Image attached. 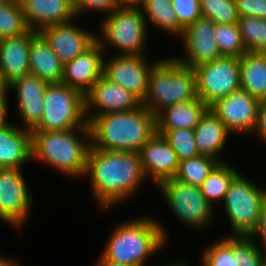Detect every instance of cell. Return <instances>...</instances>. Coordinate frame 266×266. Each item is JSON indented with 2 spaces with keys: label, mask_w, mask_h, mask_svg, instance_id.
<instances>
[{
  "label": "cell",
  "mask_w": 266,
  "mask_h": 266,
  "mask_svg": "<svg viewBox=\"0 0 266 266\" xmlns=\"http://www.w3.org/2000/svg\"><path fill=\"white\" fill-rule=\"evenodd\" d=\"M161 134L177 154L178 160L189 159L200 155L195 144L193 130L179 128L171 130H156Z\"/></svg>",
  "instance_id": "34"
},
{
  "label": "cell",
  "mask_w": 266,
  "mask_h": 266,
  "mask_svg": "<svg viewBox=\"0 0 266 266\" xmlns=\"http://www.w3.org/2000/svg\"><path fill=\"white\" fill-rule=\"evenodd\" d=\"M0 266H20L15 261L12 262L10 259L0 256Z\"/></svg>",
  "instance_id": "43"
},
{
  "label": "cell",
  "mask_w": 266,
  "mask_h": 266,
  "mask_svg": "<svg viewBox=\"0 0 266 266\" xmlns=\"http://www.w3.org/2000/svg\"><path fill=\"white\" fill-rule=\"evenodd\" d=\"M31 160L32 131L13 124L0 129V168L21 169Z\"/></svg>",
  "instance_id": "23"
},
{
  "label": "cell",
  "mask_w": 266,
  "mask_h": 266,
  "mask_svg": "<svg viewBox=\"0 0 266 266\" xmlns=\"http://www.w3.org/2000/svg\"><path fill=\"white\" fill-rule=\"evenodd\" d=\"M239 17L254 16L266 19V0H235Z\"/></svg>",
  "instance_id": "38"
},
{
  "label": "cell",
  "mask_w": 266,
  "mask_h": 266,
  "mask_svg": "<svg viewBox=\"0 0 266 266\" xmlns=\"http://www.w3.org/2000/svg\"><path fill=\"white\" fill-rule=\"evenodd\" d=\"M202 17L212 20L215 24L238 23L235 0H200Z\"/></svg>",
  "instance_id": "35"
},
{
  "label": "cell",
  "mask_w": 266,
  "mask_h": 266,
  "mask_svg": "<svg viewBox=\"0 0 266 266\" xmlns=\"http://www.w3.org/2000/svg\"><path fill=\"white\" fill-rule=\"evenodd\" d=\"M50 83L28 74L14 81L9 89L16 92L17 110L25 125L22 128L33 131L41 122L44 113V94Z\"/></svg>",
  "instance_id": "20"
},
{
  "label": "cell",
  "mask_w": 266,
  "mask_h": 266,
  "mask_svg": "<svg viewBox=\"0 0 266 266\" xmlns=\"http://www.w3.org/2000/svg\"><path fill=\"white\" fill-rule=\"evenodd\" d=\"M89 127L85 96L63 83H51L44 94V113L33 131H62Z\"/></svg>",
  "instance_id": "8"
},
{
  "label": "cell",
  "mask_w": 266,
  "mask_h": 266,
  "mask_svg": "<svg viewBox=\"0 0 266 266\" xmlns=\"http://www.w3.org/2000/svg\"><path fill=\"white\" fill-rule=\"evenodd\" d=\"M165 266V265H164ZM166 266H188L187 265V263H186V261H178V262H176V264H175V262L174 263H172V264H170V265H166Z\"/></svg>",
  "instance_id": "45"
},
{
  "label": "cell",
  "mask_w": 266,
  "mask_h": 266,
  "mask_svg": "<svg viewBox=\"0 0 266 266\" xmlns=\"http://www.w3.org/2000/svg\"><path fill=\"white\" fill-rule=\"evenodd\" d=\"M238 25L246 51L266 53V19L239 17Z\"/></svg>",
  "instance_id": "31"
},
{
  "label": "cell",
  "mask_w": 266,
  "mask_h": 266,
  "mask_svg": "<svg viewBox=\"0 0 266 266\" xmlns=\"http://www.w3.org/2000/svg\"><path fill=\"white\" fill-rule=\"evenodd\" d=\"M30 30L75 20L73 0H20Z\"/></svg>",
  "instance_id": "22"
},
{
  "label": "cell",
  "mask_w": 266,
  "mask_h": 266,
  "mask_svg": "<svg viewBox=\"0 0 266 266\" xmlns=\"http://www.w3.org/2000/svg\"><path fill=\"white\" fill-rule=\"evenodd\" d=\"M171 5L184 29L202 17L200 0H171Z\"/></svg>",
  "instance_id": "36"
},
{
  "label": "cell",
  "mask_w": 266,
  "mask_h": 266,
  "mask_svg": "<svg viewBox=\"0 0 266 266\" xmlns=\"http://www.w3.org/2000/svg\"><path fill=\"white\" fill-rule=\"evenodd\" d=\"M266 190L239 173L230 184L224 202V211L230 225V237H251L260 218Z\"/></svg>",
  "instance_id": "7"
},
{
  "label": "cell",
  "mask_w": 266,
  "mask_h": 266,
  "mask_svg": "<svg viewBox=\"0 0 266 266\" xmlns=\"http://www.w3.org/2000/svg\"><path fill=\"white\" fill-rule=\"evenodd\" d=\"M75 26L71 20L47 26L39 31L64 65L83 53L97 40L96 34L90 31L88 33Z\"/></svg>",
  "instance_id": "18"
},
{
  "label": "cell",
  "mask_w": 266,
  "mask_h": 266,
  "mask_svg": "<svg viewBox=\"0 0 266 266\" xmlns=\"http://www.w3.org/2000/svg\"><path fill=\"white\" fill-rule=\"evenodd\" d=\"M197 98L195 69L170 57L158 60L153 66L142 105L156 116L167 106Z\"/></svg>",
  "instance_id": "5"
},
{
  "label": "cell",
  "mask_w": 266,
  "mask_h": 266,
  "mask_svg": "<svg viewBox=\"0 0 266 266\" xmlns=\"http://www.w3.org/2000/svg\"><path fill=\"white\" fill-rule=\"evenodd\" d=\"M76 131L83 136L77 137L80 134ZM90 148L89 127L62 131H32L33 160L42 161L70 178L85 176Z\"/></svg>",
  "instance_id": "4"
},
{
  "label": "cell",
  "mask_w": 266,
  "mask_h": 266,
  "mask_svg": "<svg viewBox=\"0 0 266 266\" xmlns=\"http://www.w3.org/2000/svg\"><path fill=\"white\" fill-rule=\"evenodd\" d=\"M74 9L76 15L79 16L85 13L87 10L96 11L98 13L105 12L110 14L120 5L116 0H73Z\"/></svg>",
  "instance_id": "37"
},
{
  "label": "cell",
  "mask_w": 266,
  "mask_h": 266,
  "mask_svg": "<svg viewBox=\"0 0 266 266\" xmlns=\"http://www.w3.org/2000/svg\"><path fill=\"white\" fill-rule=\"evenodd\" d=\"M159 221L151 217L123 221L116 225L101 256L127 266H145L147 258L165 247L168 235Z\"/></svg>",
  "instance_id": "3"
},
{
  "label": "cell",
  "mask_w": 266,
  "mask_h": 266,
  "mask_svg": "<svg viewBox=\"0 0 266 266\" xmlns=\"http://www.w3.org/2000/svg\"><path fill=\"white\" fill-rule=\"evenodd\" d=\"M257 236L262 239L260 242L263 246V250H265L264 252L266 253V198L264 199L261 206L258 226L255 232L252 234L251 238L255 241V238Z\"/></svg>",
  "instance_id": "39"
},
{
  "label": "cell",
  "mask_w": 266,
  "mask_h": 266,
  "mask_svg": "<svg viewBox=\"0 0 266 266\" xmlns=\"http://www.w3.org/2000/svg\"><path fill=\"white\" fill-rule=\"evenodd\" d=\"M218 163V160L207 155L181 160L174 179L188 185L200 186Z\"/></svg>",
  "instance_id": "30"
},
{
  "label": "cell",
  "mask_w": 266,
  "mask_h": 266,
  "mask_svg": "<svg viewBox=\"0 0 266 266\" xmlns=\"http://www.w3.org/2000/svg\"><path fill=\"white\" fill-rule=\"evenodd\" d=\"M29 71L50 84L61 83L63 79L64 64L39 32L31 40Z\"/></svg>",
  "instance_id": "25"
},
{
  "label": "cell",
  "mask_w": 266,
  "mask_h": 266,
  "mask_svg": "<svg viewBox=\"0 0 266 266\" xmlns=\"http://www.w3.org/2000/svg\"><path fill=\"white\" fill-rule=\"evenodd\" d=\"M251 237H230L209 245L202 266H266V255ZM265 255V256H264Z\"/></svg>",
  "instance_id": "12"
},
{
  "label": "cell",
  "mask_w": 266,
  "mask_h": 266,
  "mask_svg": "<svg viewBox=\"0 0 266 266\" xmlns=\"http://www.w3.org/2000/svg\"><path fill=\"white\" fill-rule=\"evenodd\" d=\"M253 132H257V137H260L263 143H266V100L260 101L257 125Z\"/></svg>",
  "instance_id": "40"
},
{
  "label": "cell",
  "mask_w": 266,
  "mask_h": 266,
  "mask_svg": "<svg viewBox=\"0 0 266 266\" xmlns=\"http://www.w3.org/2000/svg\"><path fill=\"white\" fill-rule=\"evenodd\" d=\"M86 175L90 176L94 199L105 211L137 194L146 180L139 153L93 146L87 158Z\"/></svg>",
  "instance_id": "1"
},
{
  "label": "cell",
  "mask_w": 266,
  "mask_h": 266,
  "mask_svg": "<svg viewBox=\"0 0 266 266\" xmlns=\"http://www.w3.org/2000/svg\"><path fill=\"white\" fill-rule=\"evenodd\" d=\"M10 85L5 81V78L3 75L0 73V100L1 99H8V92L10 91L9 89Z\"/></svg>",
  "instance_id": "42"
},
{
  "label": "cell",
  "mask_w": 266,
  "mask_h": 266,
  "mask_svg": "<svg viewBox=\"0 0 266 266\" xmlns=\"http://www.w3.org/2000/svg\"><path fill=\"white\" fill-rule=\"evenodd\" d=\"M260 101L246 90L238 89L218 99L209 108L233 134L252 133L257 125Z\"/></svg>",
  "instance_id": "14"
},
{
  "label": "cell",
  "mask_w": 266,
  "mask_h": 266,
  "mask_svg": "<svg viewBox=\"0 0 266 266\" xmlns=\"http://www.w3.org/2000/svg\"><path fill=\"white\" fill-rule=\"evenodd\" d=\"M241 89L266 100V53L247 52L239 58Z\"/></svg>",
  "instance_id": "27"
},
{
  "label": "cell",
  "mask_w": 266,
  "mask_h": 266,
  "mask_svg": "<svg viewBox=\"0 0 266 266\" xmlns=\"http://www.w3.org/2000/svg\"><path fill=\"white\" fill-rule=\"evenodd\" d=\"M22 173L21 169L0 168V220L16 228L28 220L34 200Z\"/></svg>",
  "instance_id": "11"
},
{
  "label": "cell",
  "mask_w": 266,
  "mask_h": 266,
  "mask_svg": "<svg viewBox=\"0 0 266 266\" xmlns=\"http://www.w3.org/2000/svg\"><path fill=\"white\" fill-rule=\"evenodd\" d=\"M141 104L131 92L102 76L85 95V116L96 118L106 113L131 111Z\"/></svg>",
  "instance_id": "16"
},
{
  "label": "cell",
  "mask_w": 266,
  "mask_h": 266,
  "mask_svg": "<svg viewBox=\"0 0 266 266\" xmlns=\"http://www.w3.org/2000/svg\"><path fill=\"white\" fill-rule=\"evenodd\" d=\"M214 39L221 56L240 58L247 53L238 23L215 24Z\"/></svg>",
  "instance_id": "32"
},
{
  "label": "cell",
  "mask_w": 266,
  "mask_h": 266,
  "mask_svg": "<svg viewBox=\"0 0 266 266\" xmlns=\"http://www.w3.org/2000/svg\"><path fill=\"white\" fill-rule=\"evenodd\" d=\"M20 0L0 4V38L20 36L29 31Z\"/></svg>",
  "instance_id": "33"
},
{
  "label": "cell",
  "mask_w": 266,
  "mask_h": 266,
  "mask_svg": "<svg viewBox=\"0 0 266 266\" xmlns=\"http://www.w3.org/2000/svg\"><path fill=\"white\" fill-rule=\"evenodd\" d=\"M194 69L198 98L208 107L241 88L240 62L237 57L222 56Z\"/></svg>",
  "instance_id": "10"
},
{
  "label": "cell",
  "mask_w": 266,
  "mask_h": 266,
  "mask_svg": "<svg viewBox=\"0 0 266 266\" xmlns=\"http://www.w3.org/2000/svg\"><path fill=\"white\" fill-rule=\"evenodd\" d=\"M119 5H138L140 0H116Z\"/></svg>",
  "instance_id": "44"
},
{
  "label": "cell",
  "mask_w": 266,
  "mask_h": 266,
  "mask_svg": "<svg viewBox=\"0 0 266 266\" xmlns=\"http://www.w3.org/2000/svg\"><path fill=\"white\" fill-rule=\"evenodd\" d=\"M139 154L145 178L153 180L156 186L176 176L179 167L177 154L161 134L155 132Z\"/></svg>",
  "instance_id": "19"
},
{
  "label": "cell",
  "mask_w": 266,
  "mask_h": 266,
  "mask_svg": "<svg viewBox=\"0 0 266 266\" xmlns=\"http://www.w3.org/2000/svg\"><path fill=\"white\" fill-rule=\"evenodd\" d=\"M86 119L91 146L101 150L139 153L156 132V116L142 104L131 111L111 112Z\"/></svg>",
  "instance_id": "2"
},
{
  "label": "cell",
  "mask_w": 266,
  "mask_h": 266,
  "mask_svg": "<svg viewBox=\"0 0 266 266\" xmlns=\"http://www.w3.org/2000/svg\"><path fill=\"white\" fill-rule=\"evenodd\" d=\"M208 108L200 98L167 106L156 115V130H193Z\"/></svg>",
  "instance_id": "26"
},
{
  "label": "cell",
  "mask_w": 266,
  "mask_h": 266,
  "mask_svg": "<svg viewBox=\"0 0 266 266\" xmlns=\"http://www.w3.org/2000/svg\"><path fill=\"white\" fill-rule=\"evenodd\" d=\"M235 167L228 162H219L199 186L205 199L214 207L215 202L223 201L230 184L238 175ZM214 203V205H213Z\"/></svg>",
  "instance_id": "29"
},
{
  "label": "cell",
  "mask_w": 266,
  "mask_h": 266,
  "mask_svg": "<svg viewBox=\"0 0 266 266\" xmlns=\"http://www.w3.org/2000/svg\"><path fill=\"white\" fill-rule=\"evenodd\" d=\"M104 48L96 40L88 49L64 65L63 84L84 96L103 76Z\"/></svg>",
  "instance_id": "17"
},
{
  "label": "cell",
  "mask_w": 266,
  "mask_h": 266,
  "mask_svg": "<svg viewBox=\"0 0 266 266\" xmlns=\"http://www.w3.org/2000/svg\"><path fill=\"white\" fill-rule=\"evenodd\" d=\"M9 102L7 99H1L0 100V129L7 127L10 125L8 122L7 118V110H8V103Z\"/></svg>",
  "instance_id": "41"
},
{
  "label": "cell",
  "mask_w": 266,
  "mask_h": 266,
  "mask_svg": "<svg viewBox=\"0 0 266 266\" xmlns=\"http://www.w3.org/2000/svg\"><path fill=\"white\" fill-rule=\"evenodd\" d=\"M37 33V31L29 30L20 36L1 39L0 73L9 85L30 74V45L32 38Z\"/></svg>",
  "instance_id": "21"
},
{
  "label": "cell",
  "mask_w": 266,
  "mask_h": 266,
  "mask_svg": "<svg viewBox=\"0 0 266 266\" xmlns=\"http://www.w3.org/2000/svg\"><path fill=\"white\" fill-rule=\"evenodd\" d=\"M19 0H0V4H8Z\"/></svg>",
  "instance_id": "46"
},
{
  "label": "cell",
  "mask_w": 266,
  "mask_h": 266,
  "mask_svg": "<svg viewBox=\"0 0 266 266\" xmlns=\"http://www.w3.org/2000/svg\"><path fill=\"white\" fill-rule=\"evenodd\" d=\"M147 19L139 5H120L99 23L97 41L118 49V55H141L147 41ZM106 42V43H105Z\"/></svg>",
  "instance_id": "6"
},
{
  "label": "cell",
  "mask_w": 266,
  "mask_h": 266,
  "mask_svg": "<svg viewBox=\"0 0 266 266\" xmlns=\"http://www.w3.org/2000/svg\"><path fill=\"white\" fill-rule=\"evenodd\" d=\"M138 5L144 18L150 20L148 22H152L169 35H175L177 38L182 36L184 28L179 23L171 0H140Z\"/></svg>",
  "instance_id": "28"
},
{
  "label": "cell",
  "mask_w": 266,
  "mask_h": 266,
  "mask_svg": "<svg viewBox=\"0 0 266 266\" xmlns=\"http://www.w3.org/2000/svg\"><path fill=\"white\" fill-rule=\"evenodd\" d=\"M215 23L205 17L187 26L180 38L185 49L184 57H175L183 66L196 68L222 57L214 39Z\"/></svg>",
  "instance_id": "15"
},
{
  "label": "cell",
  "mask_w": 266,
  "mask_h": 266,
  "mask_svg": "<svg viewBox=\"0 0 266 266\" xmlns=\"http://www.w3.org/2000/svg\"><path fill=\"white\" fill-rule=\"evenodd\" d=\"M115 55L107 61L104 59L103 76L143 102L148 92L149 75L158 61L150 64L143 54Z\"/></svg>",
  "instance_id": "13"
},
{
  "label": "cell",
  "mask_w": 266,
  "mask_h": 266,
  "mask_svg": "<svg viewBox=\"0 0 266 266\" xmlns=\"http://www.w3.org/2000/svg\"><path fill=\"white\" fill-rule=\"evenodd\" d=\"M172 213L187 226L207 228L213 220V206L205 199L199 186L167 179L156 186Z\"/></svg>",
  "instance_id": "9"
},
{
  "label": "cell",
  "mask_w": 266,
  "mask_h": 266,
  "mask_svg": "<svg viewBox=\"0 0 266 266\" xmlns=\"http://www.w3.org/2000/svg\"><path fill=\"white\" fill-rule=\"evenodd\" d=\"M193 131L195 134V144L200 155H207L219 162H225L218 155L226 147L227 138L232 133L213 110L207 109Z\"/></svg>",
  "instance_id": "24"
}]
</instances>
